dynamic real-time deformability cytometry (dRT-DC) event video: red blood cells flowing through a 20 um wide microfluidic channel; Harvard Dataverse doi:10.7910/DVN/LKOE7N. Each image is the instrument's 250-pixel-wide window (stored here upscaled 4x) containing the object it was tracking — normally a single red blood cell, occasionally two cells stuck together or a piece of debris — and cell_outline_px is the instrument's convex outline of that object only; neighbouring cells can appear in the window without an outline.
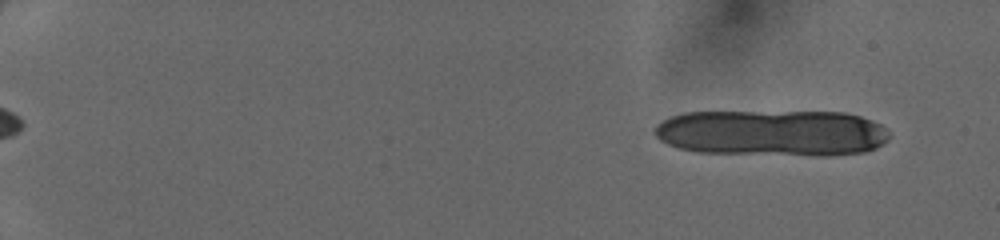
{"species": "human", "species_latin": "Homo sapiens", "temperature_condition": "cold", "stored_images_in_passage": 16, "camera_frame_rate_fps": 3000, "um_per_image_px": 0.085, "donor": {"sex": "female"}, "frame": {"image": 1, "passage_image": 4, "time_ms": 1.0, "image_size_px": [1000, 240], "cell_outline_px": [[888, 140], [876, 148], [864, 152], [700, 152], [680, 148], [668, 144], [660, 140], [656, 136], [656, 124], [672, 116], [684, 112], [844, 112], [860, 116], [872, 120], [880, 124], [888, 132]], "centroid_in_image_um": [65.59, 11.23], "position_along_channel_um": 19.4, "area_um2": 61.04}}